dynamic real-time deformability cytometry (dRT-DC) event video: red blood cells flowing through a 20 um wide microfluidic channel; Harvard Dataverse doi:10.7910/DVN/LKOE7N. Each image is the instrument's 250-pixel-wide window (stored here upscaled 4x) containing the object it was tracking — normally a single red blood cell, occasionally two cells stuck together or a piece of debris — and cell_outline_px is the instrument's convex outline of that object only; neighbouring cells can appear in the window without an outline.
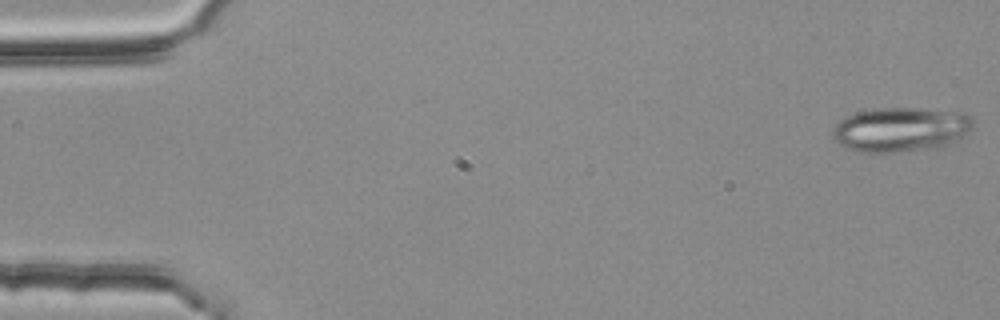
{"species": "common noctule bat (a hibernating species)", "species_latin": "Nyctalus noctula", "temperature_condition": "room temperature", "stored_images_in_passage": 54, "segment_of_instrument_passage": [1, 2], "camera_frame_rate_fps": 3000, "um_per_image_px": 0.085, "animal": {"sex": "female", "body_mass_g": 25.1}, "frame": {"image": 1, "passage_image": 1, "time_ms": 0.0, "image_size_px": [1000, 320], "cell_outline_px": [[972, 128], [968, 132], [952, 144], [936, 148], [900, 152], [856, 152], [844, 148], [832, 136], [832, 128], [844, 116], [856, 112], [876, 108], [916, 108], [964, 112], [972, 116]], "centroid_in_image_um": [76.55, 11.01], "position_along_channel_um": 8.4, "area_um2": 36.93}}